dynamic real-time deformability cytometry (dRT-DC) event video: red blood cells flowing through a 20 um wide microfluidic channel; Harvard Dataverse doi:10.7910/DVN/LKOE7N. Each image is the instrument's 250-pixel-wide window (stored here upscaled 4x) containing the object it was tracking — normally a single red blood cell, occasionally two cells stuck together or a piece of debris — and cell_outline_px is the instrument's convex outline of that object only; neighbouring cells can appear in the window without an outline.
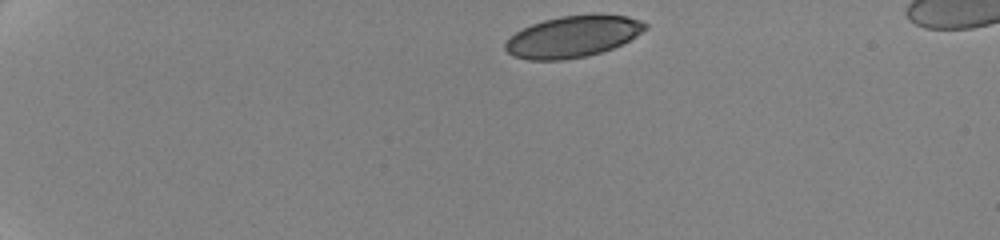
{"species": "human", "species_latin": "Homo sapiens", "temperature_condition": "cold", "stored_images_in_passage": 41, "camera_frame_rate_fps": 3000, "um_per_image_px": 0.085, "donor": {"sex": "female"}, "frame": {"image": 1, "passage_image": 1, "time_ms": 0.0, "image_size_px": [1000, 240], "cell_outline_px": [[648, 28], [636, 36], [612, 48], [600, 52], [584, 56], [564, 60], [528, 60], [512, 56], [504, 48], [504, 44], [516, 32], [532, 24], [544, 20], [560, 16], [596, 12], [600, 12], [628, 16], [640, 20], [648, 24]], "centroid_in_image_um": [48.72, 3.07], "position_along_channel_um": 36.3, "area_um2": 34.16}}
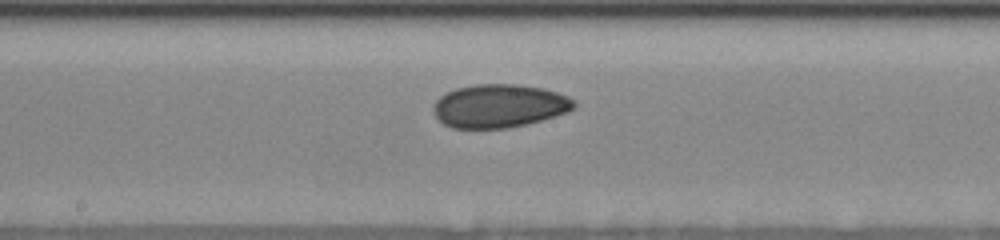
{"frame": {"image": 2, "passage_image": 21, "time_ms": 7.333, "image_size_px": [1000, 240], "cell_outline_px": [[576, 108], [568, 112], [540, 120], [508, 128], [452, 128], [444, 124], [432, 112], [432, 104], [440, 96], [456, 88], [476, 84], [516, 84], [544, 88], [568, 96], [576, 104]], "centroid_in_image_um": [42.42, 9.0], "position_along_channel_um": 205.8, "area_um2": 35.55}}
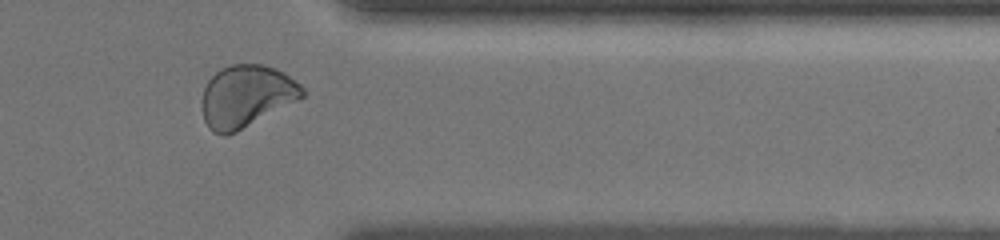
{"frame": {"image": 3, "passage_image": 33, "time_ms": 12.667, "image_size_px": [1000, 240], "cell_outline_px": [[304, 96], [236, 132], [228, 136], [220, 136], [212, 132], [208, 128], [204, 120], [204, 88], [208, 80], [220, 68], [232, 64], [264, 64], [276, 68], [284, 72], [300, 84], [304, 88]], "centroid_in_image_um": [20.93, 8.17], "position_along_channel_um": 390.5, "area_um2": 36.07}, "authors_computed_cell_mechanics": {"area_um2": 35.547, "velocity_mm_per_s": 3.5042, "shape_relaxation_time_tau1_ms": 5.276, "shape_relaxation_time_tau2_ms": 2.6633, "deformation_change_tau1": 0.1104, "deformation_change_tau2": 0.0606}}